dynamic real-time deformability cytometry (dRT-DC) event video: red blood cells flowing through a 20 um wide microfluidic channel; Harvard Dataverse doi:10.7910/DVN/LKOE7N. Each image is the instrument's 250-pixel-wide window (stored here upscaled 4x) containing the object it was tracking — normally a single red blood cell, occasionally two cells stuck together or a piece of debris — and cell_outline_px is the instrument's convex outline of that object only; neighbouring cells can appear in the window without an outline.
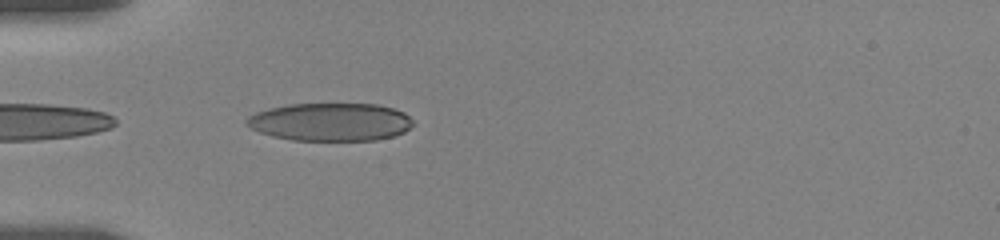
{"species": "human", "species_latin": "Homo sapiens", "temperature_condition": "room temperature", "stored_images_in_passage": 32, "camera_frame_rate_fps": 3000, "um_per_image_px": 0.085, "donor": {"sex": "female"}, "frame": {"image": 1, "passage_image": 10, "time_ms": 5.333, "image_size_px": [1000, 240], "cell_outline_px": [[416, 124], [404, 132], [392, 136], [376, 140], [292, 140], [272, 136], [260, 132], [244, 124], [244, 120], [248, 116], [256, 112], [288, 104], [380, 104], [404, 112]], "centroid_in_image_um": [28.09, 10.36], "position_along_channel_um": 56.9, "area_um2": 36.93}}
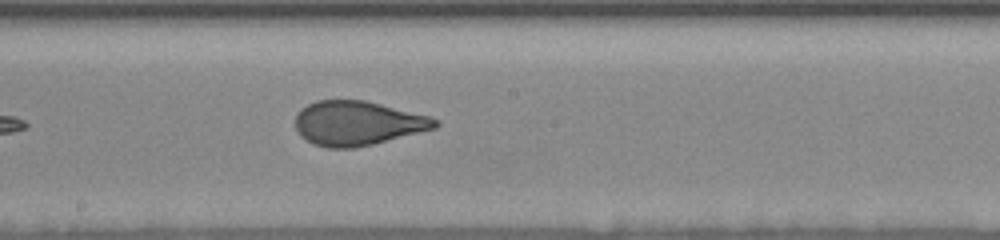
{"frame": {"image": 2, "passage_image": 18, "time_ms": 10.0, "image_size_px": [1000, 240], "cell_outline_px": [[440, 124], [436, 128], [372, 144], [352, 148], [328, 148], [312, 144], [300, 136], [296, 128], [296, 116], [300, 108], [316, 100], [364, 100], [428, 116], [436, 120]], "centroid_in_image_um": [30.34, 10.48], "position_along_channel_um": 217.9, "area_um2": 35.89}}
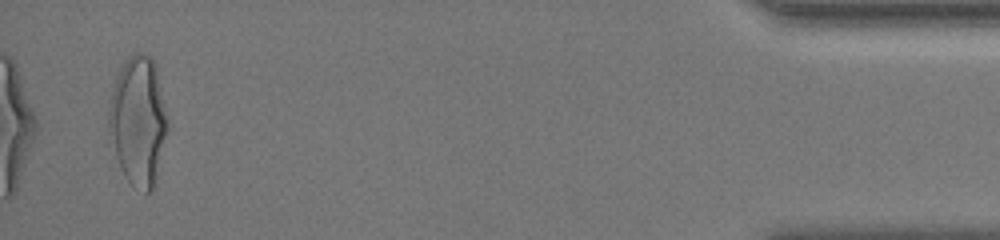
{"frame": {"image": 3, "passage_image": 31, "time_ms": 17.667, "image_size_px": [1000, 240], "cell_outline_px": [[168, 128], [156, 184], [148, 192], [144, 192], [132, 184], [124, 176], [120, 168], [108, 132], [108, 104], [116, 80], [124, 60], [132, 52], [140, 52], [152, 56], [156, 64], [168, 120]], "centroid_in_image_um": [11.76, 10.25], "position_along_channel_um": 423.4, "area_um2": 44.62}, "authors_computed_cell_mechanics": {"area_um2": 37.57, "velocity_mm_per_s": 3.6067, "shape_relaxation_time_tau1_ms": 4.5296, "shape_relaxation_time_tau2_ms": 0.7229, "deformation_change_tau1": 0.185, "deformation_change_tau2": 0.0712}}